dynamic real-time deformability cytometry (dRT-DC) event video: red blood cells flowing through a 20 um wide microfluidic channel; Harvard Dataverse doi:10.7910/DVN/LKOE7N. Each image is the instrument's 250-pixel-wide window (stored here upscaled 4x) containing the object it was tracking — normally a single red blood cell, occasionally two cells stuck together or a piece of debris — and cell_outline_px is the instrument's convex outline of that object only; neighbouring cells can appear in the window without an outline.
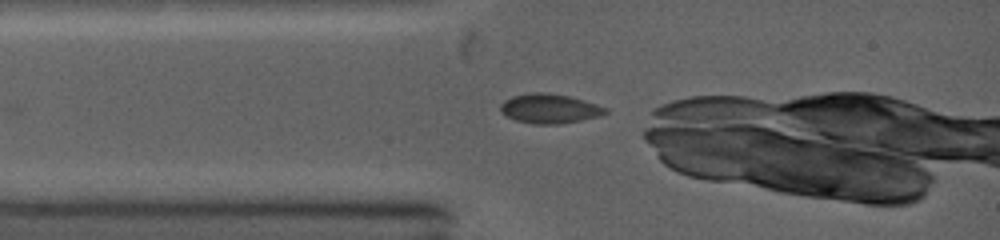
{"species": "common noctule bat (a hibernating species)", "species_latin": "Nyctalus noctula", "temperature_condition": "warm", "stored_images_in_passage": 63, "camera_frame_rate_fps": 5000, "um_per_image_px": 0.085, "animal": {"sex": "female", "body_mass_g": 19.0, "forearm_length_mm": 53.3}, "frame": {"image": 1, "passage_image": 1, "time_ms": 0.0, "image_size_px": [1000, 240], "cell_outline_px": [[608, 112], [600, 116], [560, 124], [532, 124], [516, 120], [500, 112], [500, 104], [504, 100], [512, 96], [536, 92], [568, 96], [596, 104], [608, 108]], "centroid_in_image_um": [46.7, 9.24], "position_along_channel_um": 38.3, "area_um2": 17.8}}
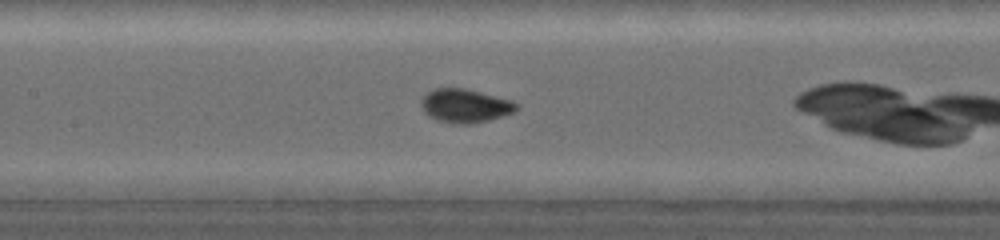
{"frame": {"image": 2, "passage_image": 16, "time_ms": 3.0, "image_size_px": [1000, 240], "cell_outline_px": [[520, 108], [516, 112], [504, 116], [472, 124], [452, 124], [436, 120], [428, 116], [424, 112], [424, 96], [428, 92], [436, 88], [464, 88], [508, 100], [516, 104]], "centroid_in_image_um": [39.56, 9.02], "position_along_channel_um": 167.8, "area_um2": 18.38}}
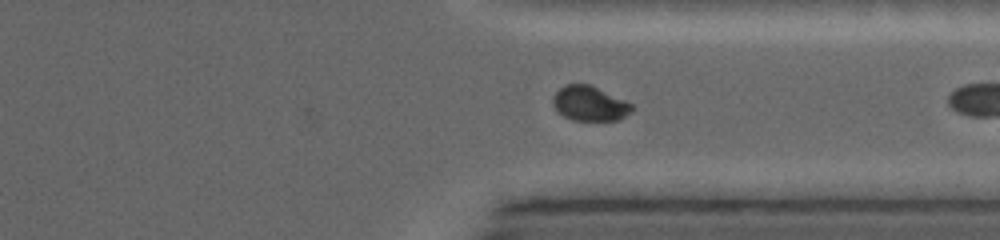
{"frame": {"image": 3, "passage_image": 38, "time_ms": 7.4, "image_size_px": [1000, 240], "cell_outline_px": [[636, 108], [632, 112], [620, 120], [572, 120], [564, 116], [552, 104], [552, 96], [564, 84], [592, 84], [632, 104]], "centroid_in_image_um": [50.15, 8.79], "position_along_channel_um": 361.3, "area_um2": 16.18}, "authors_computed_cell_mechanics": {"area_um2": 17.1088, "velocity_mm_per_s": 4.3876, "shape_relaxation_time_tau1_ms": 4.3719, "shape_relaxation_time_tau2_ms": null, "deformation_change_tau1": 0.1666, "deformation_change_tau2": null}}